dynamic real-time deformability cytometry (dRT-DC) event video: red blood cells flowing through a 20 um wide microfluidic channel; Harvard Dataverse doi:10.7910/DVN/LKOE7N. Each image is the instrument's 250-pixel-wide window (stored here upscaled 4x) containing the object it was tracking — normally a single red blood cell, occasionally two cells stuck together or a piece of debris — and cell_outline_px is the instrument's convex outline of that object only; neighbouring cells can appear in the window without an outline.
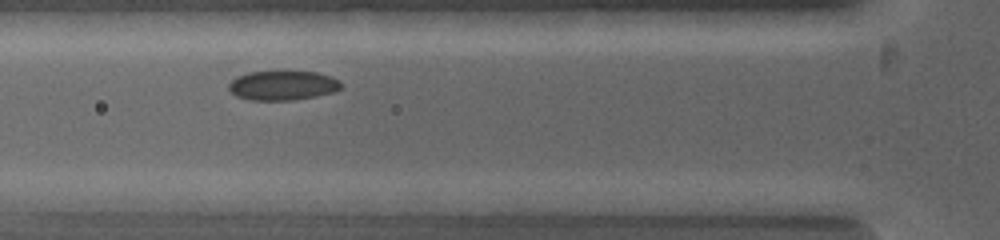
{"species": "common noctule bat (a hibernating species)", "species_latin": "Nyctalus noctula", "temperature_condition": "warm", "stored_images_in_passage": 7, "camera_frame_rate_fps": 5000, "um_per_image_px": 0.085, "animal": {"sex": "female", "body_mass_g": 19.0, "forearm_length_mm": 53.3}, "frame": {"image": 1, "passage_image": 4, "time_ms": 0.8, "image_size_px": [1000, 240], "cell_outline_px": [[340, 88], [332, 92], [312, 96], [288, 100], [256, 100], [236, 96], [228, 88], [228, 84], [236, 76], [248, 72], [316, 72], [340, 80]], "centroid_in_image_um": [23.98, 7.25], "position_along_channel_um": 101.8, "area_um2": 18.79}}